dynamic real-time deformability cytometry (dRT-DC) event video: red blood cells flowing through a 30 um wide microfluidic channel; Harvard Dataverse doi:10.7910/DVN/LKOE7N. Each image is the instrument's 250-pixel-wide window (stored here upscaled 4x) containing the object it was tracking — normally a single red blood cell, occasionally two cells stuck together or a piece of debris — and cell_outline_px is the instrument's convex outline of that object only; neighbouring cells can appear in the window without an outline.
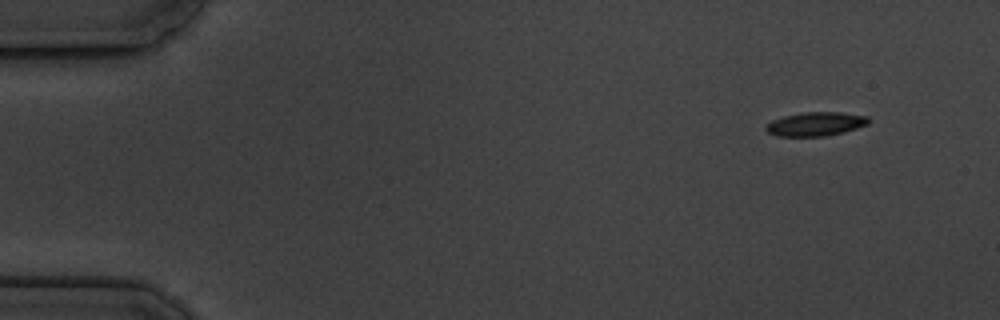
{"species": "common noctule bat (a hibernating species)", "species_latin": "Nyctalus noctula", "temperature_condition": "cold", "stored_images_in_passage": 7, "camera_frame_rate_fps": 3000, "um_per_image_px": 0.085, "animal": {"sex": "male", "body_mass_g": 19.5, "forearm_length_mm": 54.6}, "frame": {"image": 1, "passage_image": 1, "time_ms": 0.0, "image_size_px": [1000, 320], "cell_outline_px": [[868, 124], [844, 132], [824, 136], [780, 136], [768, 132], [764, 128], [772, 120], [784, 116], [804, 112], [840, 112], [868, 116]], "centroid_in_image_um": [69.33, 10.53], "position_along_channel_um": 15.7, "area_um2": 14.1}}
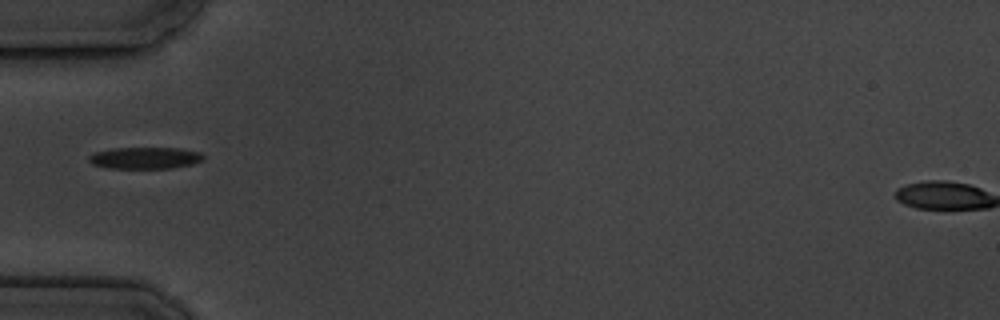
{"frame": {"image": 2, "passage_image": 5, "time_ms": 4.667, "image_size_px": [1000, 320], "cell_outline_px": [[204, 160], [192, 164], [172, 168], [108, 168], [92, 164], [88, 160], [88, 156], [96, 152], [112, 148], [180, 148], [200, 152], [204, 156]], "centroid_in_image_um": [12.34, 13.42], "position_along_channel_um": 72.7, "area_um2": 14.51}}